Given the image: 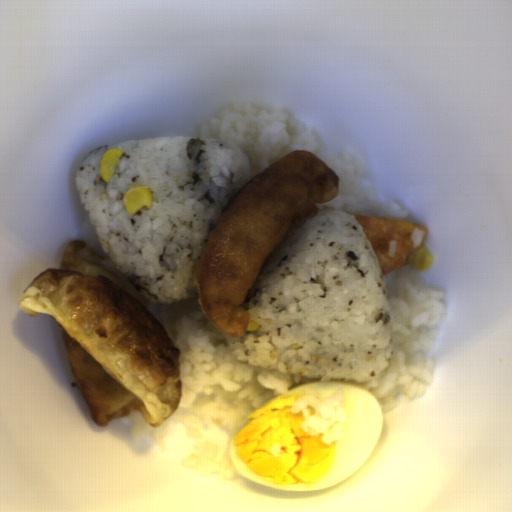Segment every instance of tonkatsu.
I'll return each mask as SVG.
<instances>
[{
	"instance_id": "tonkatsu-1",
	"label": "tonkatsu",
	"mask_w": 512,
	"mask_h": 512,
	"mask_svg": "<svg viewBox=\"0 0 512 512\" xmlns=\"http://www.w3.org/2000/svg\"><path fill=\"white\" fill-rule=\"evenodd\" d=\"M350 215L355 218L371 243L382 275L410 263L409 258L413 251L417 249L412 240L415 229L424 232L422 242L427 237L428 230L426 226L390 218L362 214Z\"/></svg>"
},
{
	"instance_id": "tonkatsu-2",
	"label": "tonkatsu",
	"mask_w": 512,
	"mask_h": 512,
	"mask_svg": "<svg viewBox=\"0 0 512 512\" xmlns=\"http://www.w3.org/2000/svg\"><path fill=\"white\" fill-rule=\"evenodd\" d=\"M315 206L317 208V210L315 212H318V211H321V210H324V209H334V207H329V206H324V205H315Z\"/></svg>"
}]
</instances>
